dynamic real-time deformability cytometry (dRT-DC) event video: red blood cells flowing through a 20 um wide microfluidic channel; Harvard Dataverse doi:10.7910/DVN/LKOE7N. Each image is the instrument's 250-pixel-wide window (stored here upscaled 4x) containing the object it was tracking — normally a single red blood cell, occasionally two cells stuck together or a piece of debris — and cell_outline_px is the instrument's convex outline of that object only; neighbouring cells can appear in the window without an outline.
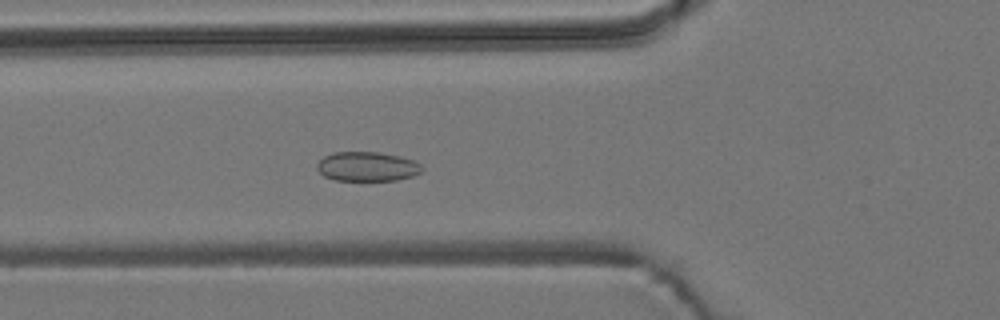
{"species": "common noctule bat (a hibernating species)", "species_latin": "Nyctalus noctula", "temperature_condition": "room temperature", "stored_images_in_passage": 45, "camera_frame_rate_fps": 3000, "um_per_image_px": 0.085, "animal": {"sex": "male", "body_mass_g": 19.2, "forearm_length_mm": 51.8}, "frame": {"image": 1, "passage_image": 19, "time_ms": 6.0, "image_size_px": [1000, 320], "cell_outline_px": [[424, 168], [420, 172], [412, 176], [396, 180], [336, 180], [324, 176], [316, 168], [316, 164], [324, 156], [332, 152], [376, 152], [400, 156], [412, 160], [420, 164]], "centroid_in_image_um": [31.19, 14.15], "position_along_channel_um": 94.6, "area_um2": 17.92}}
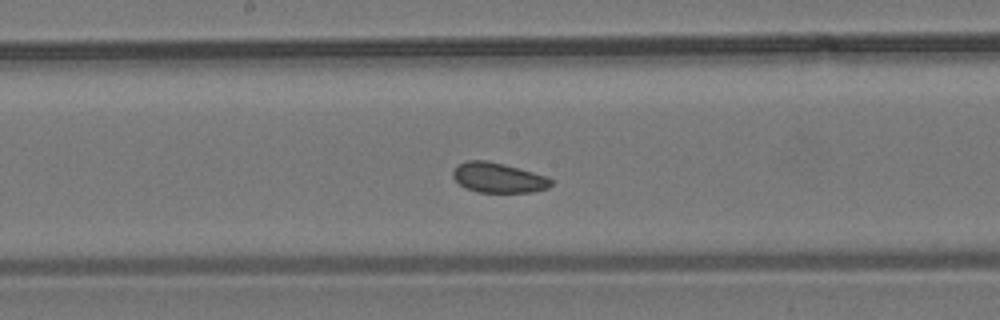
{"frame": {"image": 2, "passage_image": 28, "time_ms": 9.0, "image_size_px": [1000, 320], "cell_outline_px": [[552, 184], [548, 188], [532, 192], [476, 192], [464, 188], [452, 176], [452, 172], [460, 164], [468, 160], [488, 160], [504, 164], [548, 176], [552, 180]], "centroid_in_image_um": [42.37, 15.11], "position_along_channel_um": 205.8, "area_um2": 17.17}}
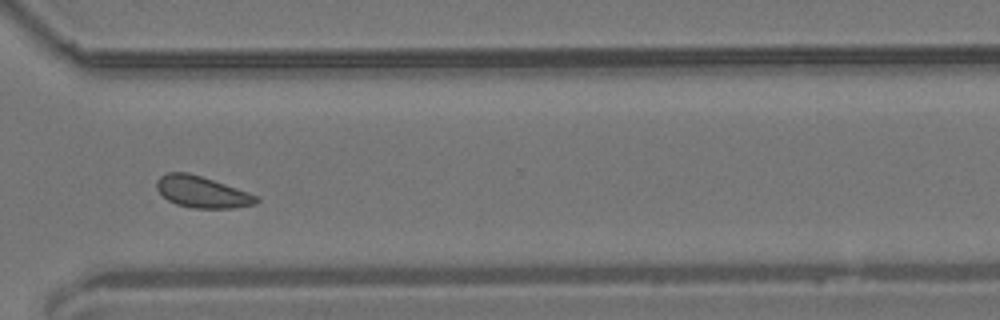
{"frame": {"image": 3, "passage_image": 40, "time_ms": 13.0, "image_size_px": [1000, 320], "cell_outline_px": [[260, 200], [256, 204], [232, 208], [192, 208], [176, 204], [168, 200], [156, 188], [156, 180], [160, 176], [168, 172], [188, 172], [248, 192], [256, 196]], "centroid_in_image_um": [17.15, 16.32], "position_along_channel_um": 353.5, "area_um2": 18.09}, "authors_computed_cell_mechanics": {"area_um2": 17.918, "velocity_mm_per_s": 3.6957, "shape_relaxation_time_tau1_ms": null, "shape_relaxation_time_tau2_ms": 5.8151, "deformation_change_tau1": null, "deformation_change_tau2": 0.0924}}